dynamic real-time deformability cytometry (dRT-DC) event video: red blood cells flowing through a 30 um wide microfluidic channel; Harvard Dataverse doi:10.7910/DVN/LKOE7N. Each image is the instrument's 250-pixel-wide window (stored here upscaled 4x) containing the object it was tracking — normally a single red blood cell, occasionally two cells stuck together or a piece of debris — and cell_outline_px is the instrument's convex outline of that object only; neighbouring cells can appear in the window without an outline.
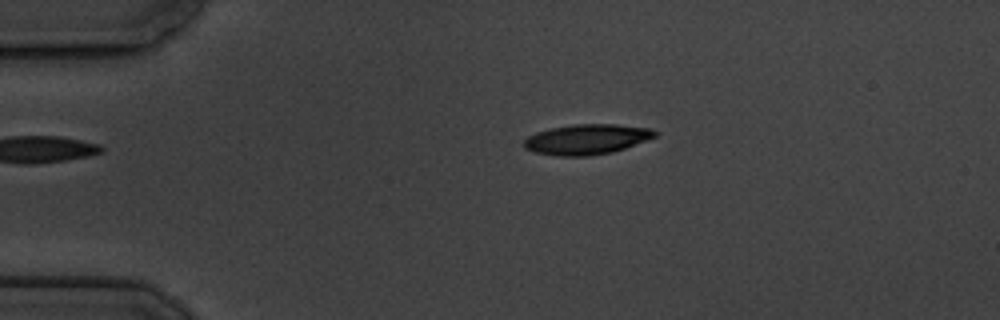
{"species": "common noctule bat (a hibernating species)", "species_latin": "Nyctalus noctula", "temperature_condition": "cold", "stored_images_in_passage": 9, "camera_frame_rate_fps": 3000, "um_per_image_px": 0.085, "animal": {"sex": "male", "body_mass_g": 19.5, "forearm_length_mm": 54.6}, "frame": {"image": 1, "passage_image": 3, "time_ms": 2.333, "image_size_px": [1000, 320], "cell_outline_px": [[656, 136], [648, 140], [612, 152], [588, 156], [556, 156], [536, 152], [524, 148], [524, 140], [528, 136], [536, 132], [552, 128], [576, 124], [616, 124], [648, 128], [656, 132]], "centroid_in_image_um": [49.86, 11.84], "position_along_channel_um": 35.1, "area_um2": 22.89}}
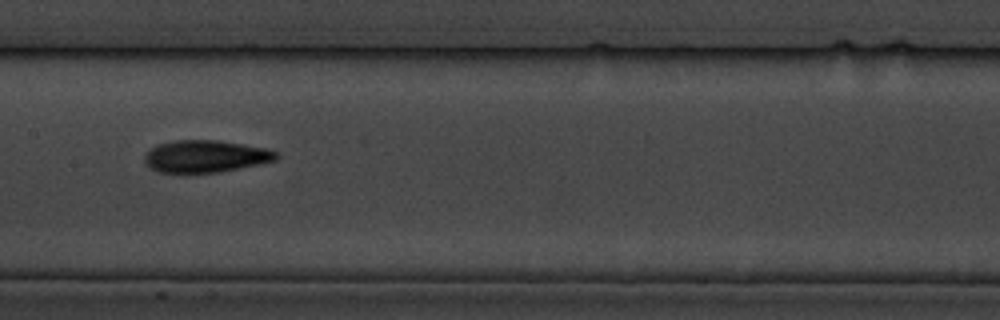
{"frame": {"image": 2, "passage_image": 8, "time_ms": 8.0, "image_size_px": [1000, 320], "cell_outline_px": [[280, 156], [276, 160], [220, 172], [184, 176], [156, 172], [148, 168], [144, 164], [144, 156], [152, 148], [160, 144], [176, 140], [216, 140], [268, 148], [276, 152]], "centroid_in_image_um": [17.4, 13.34], "position_along_channel_um": 190.0, "area_um2": 25.49}}
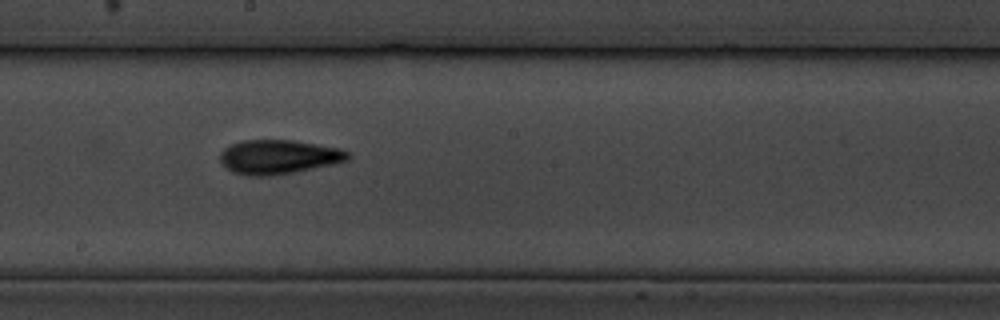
{"frame": {"image": 3, "passage_image": 9, "time_ms": 9.0, "image_size_px": [1000, 320], "cell_outline_px": [[352, 156], [348, 160], [332, 164], [272, 176], [248, 176], [232, 172], [220, 160], [220, 152], [224, 148], [232, 144], [244, 140], [292, 140], [340, 148], [348, 152]], "centroid_in_image_um": [23.67, 13.33], "position_along_channel_um": 224.5, "area_um2": 25.32}}